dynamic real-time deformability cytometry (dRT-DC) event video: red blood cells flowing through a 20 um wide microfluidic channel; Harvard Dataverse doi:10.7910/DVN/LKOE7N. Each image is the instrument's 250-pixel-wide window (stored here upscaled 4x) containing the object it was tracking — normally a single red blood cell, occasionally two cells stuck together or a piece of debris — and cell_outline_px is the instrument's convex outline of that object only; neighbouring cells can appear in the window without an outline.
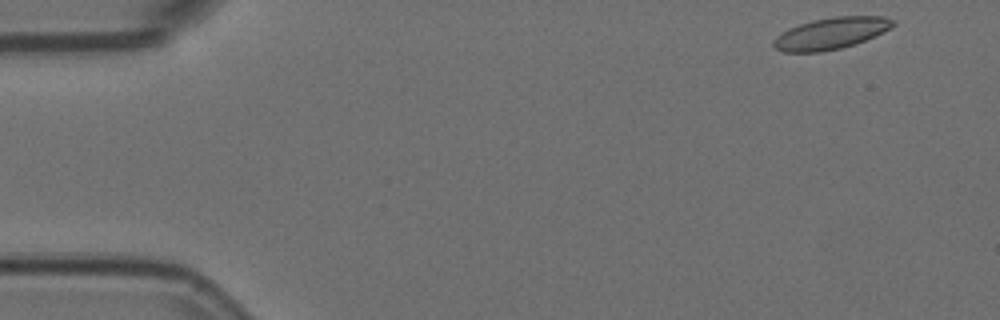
{"species": "Egyptian fruit bat (a non-hibernating species)", "species_latin": "Rousettus aegyptiacus", "temperature_condition": "room temperature", "stored_images_in_passage": 51, "camera_frame_rate_fps": 3000, "um_per_image_px": 0.085, "animal": {"sex": "female"}, "frame": {"image": 1, "passage_image": 1, "time_ms": 0.0, "image_size_px": [1000, 320], "cell_outline_px": [[896, 24], [864, 40], [840, 48], [820, 52], [784, 52], [776, 48], [772, 44], [772, 40], [780, 32], [788, 28], [812, 20], [836, 16], [884, 16], [896, 20]], "centroid_in_image_um": [70.58, 2.82], "position_along_channel_um": 14.4, "area_um2": 21.79}}
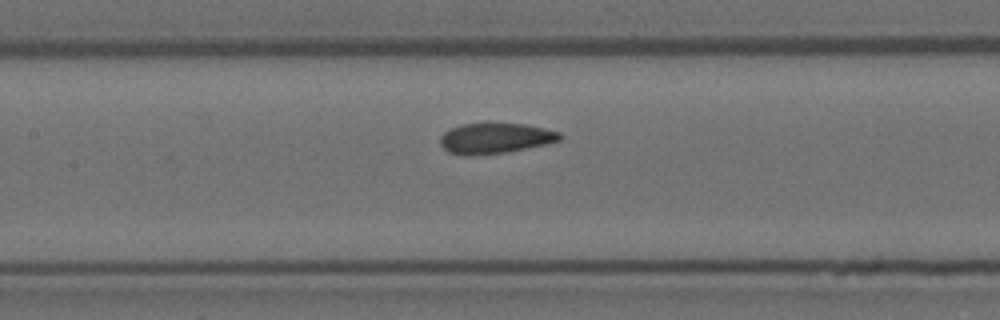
{"frame": {"image": 2, "passage_image": 22, "time_ms": 7.0, "image_size_px": [1000, 320], "cell_outline_px": [[564, 136], [560, 140], [548, 144], [504, 152], [468, 156], [464, 156], [448, 152], [440, 144], [440, 136], [444, 132], [460, 124], [528, 124], [560, 132]], "centroid_in_image_um": [42.11, 11.76], "position_along_channel_um": 165.3, "area_um2": 21.21}}
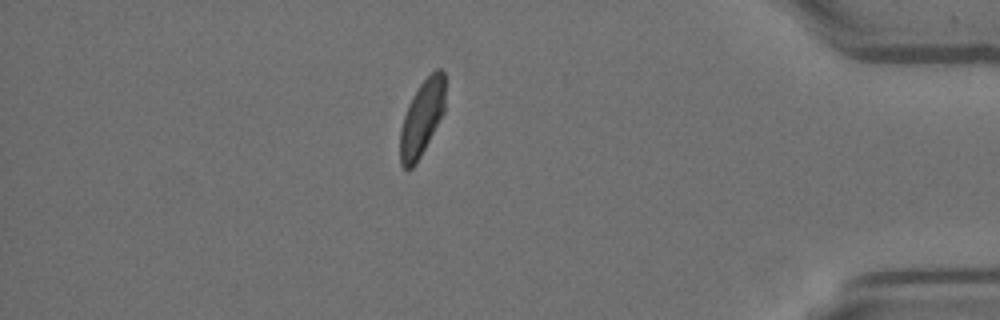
{"frame": {"image": 3, "passage_image": 44, "time_ms": 14.333, "image_size_px": [1000, 320], "cell_outline_px": [[444, 112], [416, 164], [412, 168], [404, 168], [400, 164], [400, 128], [408, 104], [412, 96], [420, 84], [436, 68], [440, 68], [444, 72]], "centroid_in_image_um": [35.85, 10.03], "position_along_channel_um": 399.4, "area_um2": 19.65}, "authors_computed_cell_mechanics": {"area_um2": 21.6172, "velocity_mm_per_s": 3.7382, "shape_relaxation_time_tau1_ms": 10.2026, "shape_relaxation_time_tau2_ms": 1.0601, "deformation_change_tau1": 0.1839, "deformation_change_tau2": 0.0678}}